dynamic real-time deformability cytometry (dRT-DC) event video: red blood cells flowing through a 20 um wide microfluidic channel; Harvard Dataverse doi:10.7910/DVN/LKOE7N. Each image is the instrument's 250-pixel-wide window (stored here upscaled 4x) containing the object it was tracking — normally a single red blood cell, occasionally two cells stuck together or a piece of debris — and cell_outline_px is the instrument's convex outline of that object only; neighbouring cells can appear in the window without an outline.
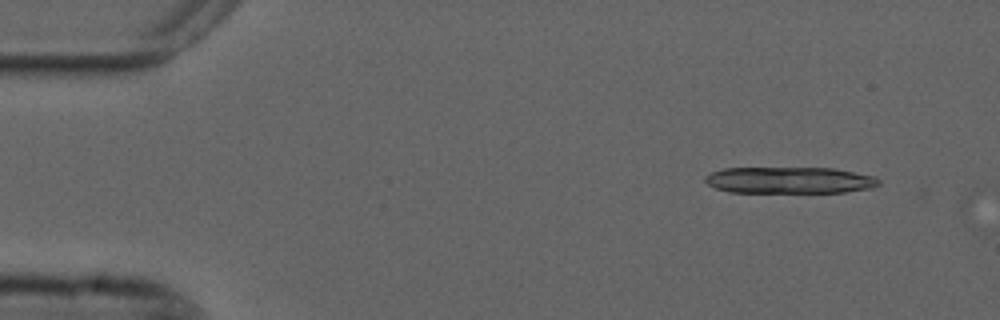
{"species": "common noctule bat (a hibernating species)", "species_latin": "Nyctalus noctula", "temperature_condition": "cold", "stored_images_in_passage": 6, "camera_frame_rate_fps": 3000, "um_per_image_px": 0.085, "animal": {"sex": "male", "forearm_length_mm": 52.5}, "frame": {"image": 1, "passage_image": 1, "time_ms": 0.0, "image_size_px": [1000, 320], "cell_outline_px": [[880, 184], [872, 188], [844, 192], [728, 192], [716, 188], [708, 184], [704, 180], [704, 176], [712, 172], [724, 168], [832, 168], [876, 176], [880, 180]], "centroid_in_image_um": [67.12, 15.31], "position_along_channel_um": 17.9, "area_um2": 26.88}}